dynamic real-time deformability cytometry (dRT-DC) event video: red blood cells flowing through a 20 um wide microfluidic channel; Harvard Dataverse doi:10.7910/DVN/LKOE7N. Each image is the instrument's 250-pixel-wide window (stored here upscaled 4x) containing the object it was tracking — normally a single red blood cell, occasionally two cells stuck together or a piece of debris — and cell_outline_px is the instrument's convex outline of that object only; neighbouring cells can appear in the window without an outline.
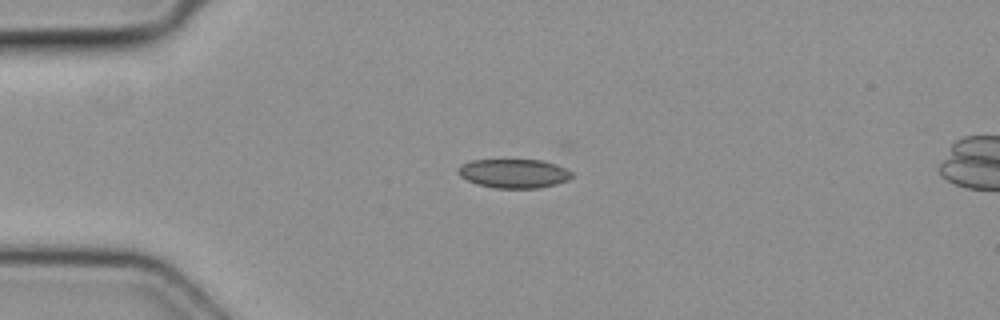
{"species": "common noctule bat (a hibernating species)", "species_latin": "Nyctalus noctula", "temperature_condition": "cold", "stored_images_in_passage": 2, "camera_frame_rate_fps": 3000, "um_per_image_px": 0.085, "animal": {"sex": "female", "body_mass_g": 19.3, "forearm_length_mm": 54.1}, "frame": {"image": 1, "passage_image": 2, "time_ms": 0.333, "image_size_px": [1000, 320], "cell_outline_px": [[572, 176], [568, 180], [556, 184], [540, 188], [496, 188], [476, 184], [460, 176], [456, 172], [460, 164], [472, 160], [544, 160], [556, 164], [572, 172]], "centroid_in_image_um": [43.66, 14.74], "position_along_channel_um": 41.3, "area_um2": 19.31}}